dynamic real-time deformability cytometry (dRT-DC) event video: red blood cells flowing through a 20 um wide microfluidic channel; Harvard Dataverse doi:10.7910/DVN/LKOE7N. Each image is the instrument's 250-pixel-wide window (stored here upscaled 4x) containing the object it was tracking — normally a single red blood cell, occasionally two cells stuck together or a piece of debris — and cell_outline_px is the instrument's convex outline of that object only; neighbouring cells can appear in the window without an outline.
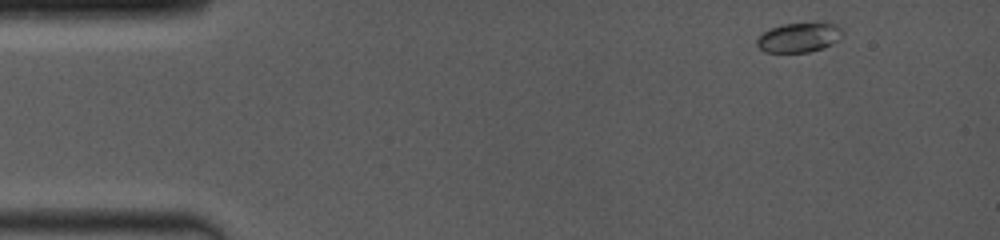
{"species": "common noctule bat (a hibernating species)", "species_latin": "Nyctalus noctula", "temperature_condition": "room temperature", "stored_images_in_passage": 43, "camera_frame_rate_fps": 4000, "um_per_image_px": 0.085, "animal": {"sex": "female", "body_mass_g": 19.0, "forearm_length_mm": 53.3}, "frame": {"image": 1, "passage_image": 2, "time_ms": 0.25, "image_size_px": [1000, 240], "cell_outline_px": [[844, 32], [840, 40], [824, 48], [808, 52], [764, 52], [756, 44], [756, 40], [764, 32], [772, 28], [784, 24], [832, 24], [840, 28]], "centroid_in_image_um": [67.92, 3.22], "position_along_channel_um": 17.1, "area_um2": 14.45}}
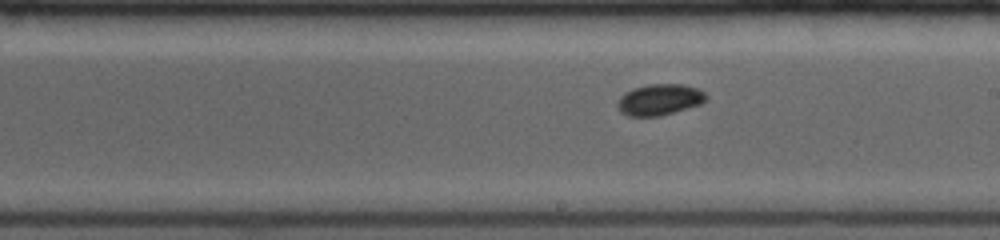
{"frame": {"image": 2, "passage_image": 25, "time_ms": 8.0, "image_size_px": [1000, 240], "cell_outline_px": [[708, 96], [700, 104], [660, 116], [628, 116], [620, 112], [616, 104], [620, 96], [624, 92], [632, 88], [648, 84], [684, 84], [696, 88], [704, 92]], "centroid_in_image_um": [56.01, 8.46], "position_along_channel_um": 233.0, "area_um2": 16.13}}
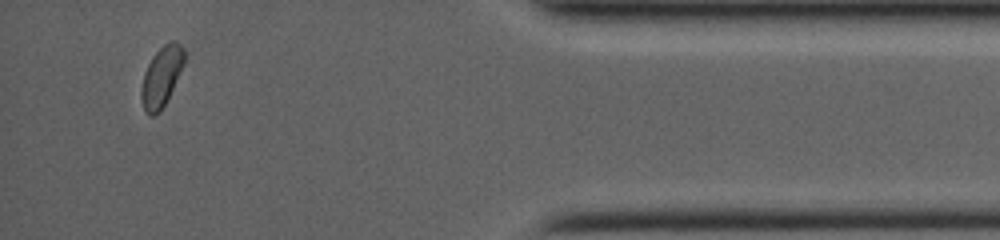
{"frame": {"image": 3, "passage_image": 42, "time_ms": 13.5, "image_size_px": [1000, 240], "cell_outline_px": [[184, 64], [160, 112], [152, 116], [148, 116], [144, 108], [140, 96], [140, 92], [144, 72], [152, 56], [164, 44], [172, 40], [176, 40], [184, 48]], "centroid_in_image_um": [13.71, 6.49], "position_along_channel_um": 421.5, "area_um2": 14.85}, "authors_computed_cell_mechanics": {"area_um2": 15.2592, "velocity_mm_per_s": 4.0849, "shape_relaxation_time_tau1_ms": 7.1981, "shape_relaxation_time_tau2_ms": null, "deformation_change_tau1": 0.0874, "deformation_change_tau2": null}}